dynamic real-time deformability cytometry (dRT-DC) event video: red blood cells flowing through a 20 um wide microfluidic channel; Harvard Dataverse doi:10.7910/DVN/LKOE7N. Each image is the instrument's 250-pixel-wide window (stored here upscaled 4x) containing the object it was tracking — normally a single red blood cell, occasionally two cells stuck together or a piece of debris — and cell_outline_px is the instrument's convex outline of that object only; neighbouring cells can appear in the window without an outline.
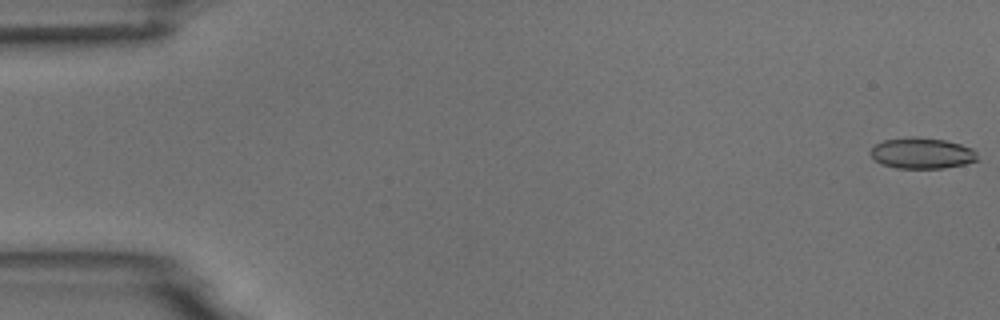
{"species": "common noctule bat (a hibernating species)", "species_latin": "Nyctalus noctula", "temperature_condition": "room temperature", "stored_images_in_passage": 6, "camera_frame_rate_fps": 3000, "um_per_image_px": 0.085, "animal": {"sex": "male", "body_mass_g": 18.8}, "frame": {"image": 1, "passage_image": 1, "time_ms": 0.0, "image_size_px": [1000, 320], "cell_outline_px": [[980, 160], [964, 164], [944, 168], [896, 168], [880, 164], [872, 156], [872, 148], [876, 144], [884, 140], [912, 136], [944, 140], [960, 144], [972, 148], [976, 152]], "centroid_in_image_um": [78.4, 13.03], "position_along_channel_um": 6.6, "area_um2": 19.25}}
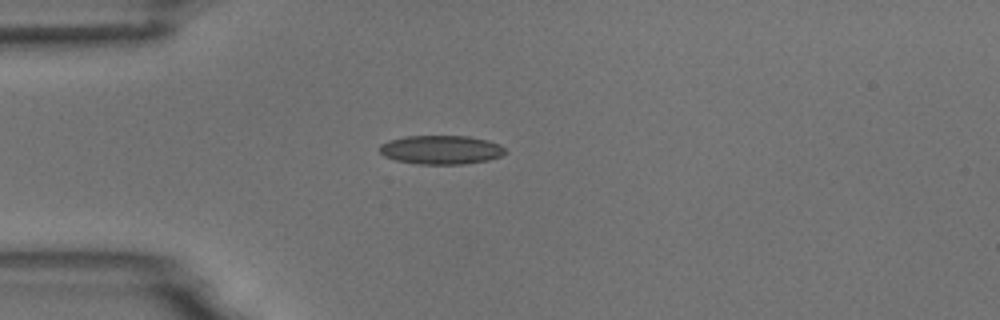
{"frame": {"image": 2, "passage_image": 5, "time_ms": 4.667, "image_size_px": [1000, 320], "cell_outline_px": [[504, 152], [500, 156], [488, 160], [464, 164], [416, 164], [396, 160], [384, 156], [376, 148], [380, 144], [388, 140], [404, 136], [468, 136], [488, 140], [500, 144], [504, 148]], "centroid_in_image_um": [37.44, 12.73], "position_along_channel_um": 47.6, "area_um2": 21.27}}